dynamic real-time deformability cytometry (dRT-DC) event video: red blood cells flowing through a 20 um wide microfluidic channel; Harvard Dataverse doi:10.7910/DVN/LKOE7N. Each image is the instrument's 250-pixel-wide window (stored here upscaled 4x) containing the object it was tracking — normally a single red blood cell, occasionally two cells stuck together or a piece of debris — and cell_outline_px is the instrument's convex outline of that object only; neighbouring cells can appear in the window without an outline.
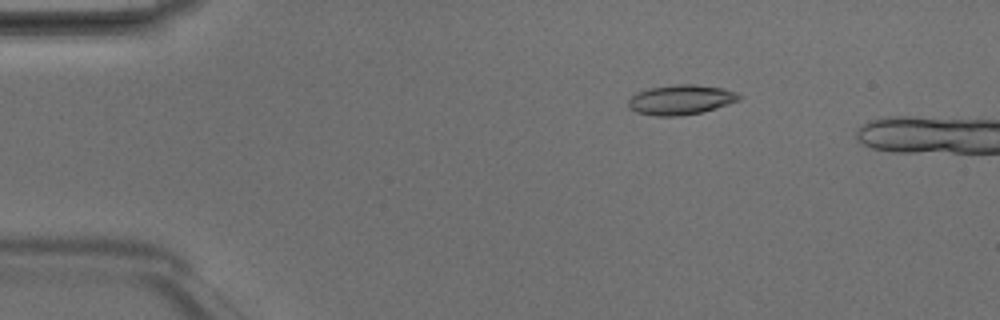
{"species": "Egyptian fruit bat (a non-hibernating species)", "species_latin": "Rousettus aegyptiacus", "temperature_condition": "room temperature", "stored_images_in_passage": 4, "camera_frame_rate_fps": 3000, "um_per_image_px": 0.085, "animal": {"sex": "male"}, "frame": {"image": 1, "passage_image": 4, "time_ms": 1.0, "image_size_px": [1000, 320], "cell_outline_px": [[744, 96], [740, 100], [716, 108], [700, 112], [680, 116], [652, 116], [636, 112], [628, 108], [628, 100], [636, 92], [648, 88], [676, 84], [692, 84], [724, 88], [736, 92]], "centroid_in_image_um": [57.86, 8.47], "position_along_channel_um": 27.1, "area_um2": 19.48}}